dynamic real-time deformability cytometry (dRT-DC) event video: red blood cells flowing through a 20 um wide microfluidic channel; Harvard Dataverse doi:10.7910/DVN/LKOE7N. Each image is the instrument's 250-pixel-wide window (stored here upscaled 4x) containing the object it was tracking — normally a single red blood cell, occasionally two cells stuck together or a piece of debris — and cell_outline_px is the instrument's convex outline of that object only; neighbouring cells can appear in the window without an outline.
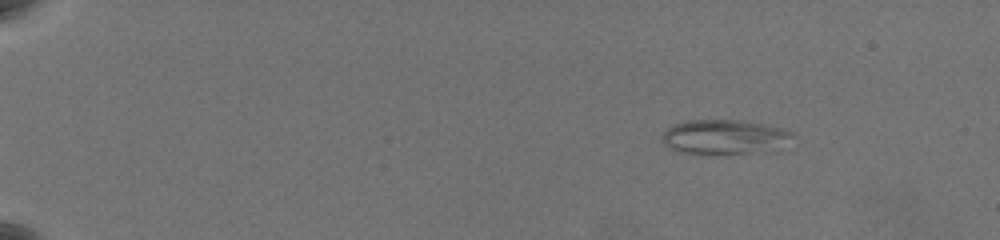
{"species": "common noctule bat (a hibernating species)", "species_latin": "Nyctalus noctula", "temperature_condition": "warm", "stored_images_in_passage": 53, "camera_frame_rate_fps": 3000, "um_per_image_px": 0.085, "animal": {"sex": "female", "body_mass_g": 19.5, "forearm_length_mm": 54.1}, "frame": {"image": 1, "passage_image": 1, "time_ms": 0.0, "image_size_px": [1000, 240], "cell_outline_px": [[792, 136], [780, 152], [704, 156], [696, 156], [680, 152], [668, 148], [664, 140], [664, 132], [668, 128], [676, 124], [688, 120], [744, 120], [784, 128], [792, 132]], "centroid_in_image_um": [61.67, 11.7], "position_along_channel_um": 23.3, "area_um2": 27.51}}
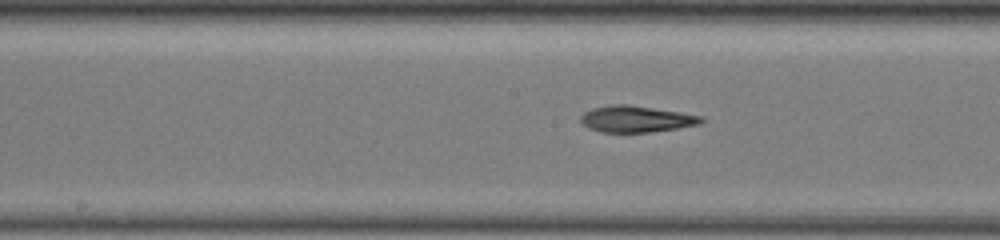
{"frame": {"image": 2, "passage_image": 27, "time_ms": 8.667, "image_size_px": [1000, 240], "cell_outline_px": [[704, 120], [700, 124], [676, 128], [648, 132], [600, 132], [588, 128], [580, 120], [580, 116], [584, 112], [592, 108], [612, 104], [628, 104], [680, 112], [704, 116]], "centroid_in_image_um": [54.06, 10.11], "position_along_channel_um": 194.1, "area_um2": 18.55}}
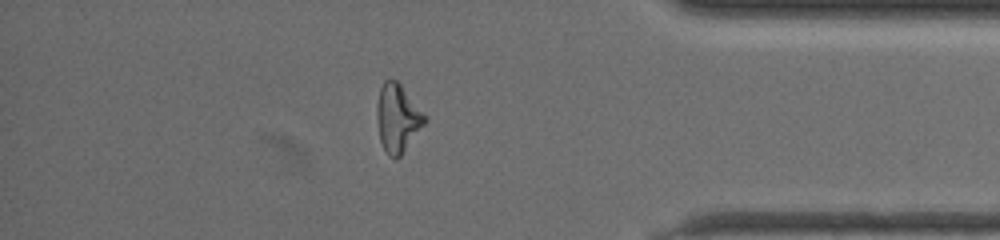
{"frame": {"image": 3, "passage_image": 46, "time_ms": 15.0, "image_size_px": [1000, 240], "cell_outline_px": [[428, 120], [400, 156], [396, 160], [388, 156], [380, 140], [376, 116], [376, 108], [380, 88], [384, 80], [396, 80], [400, 84], [428, 116]], "centroid_in_image_um": [33.81, 10.05], "position_along_channel_um": 401.4, "area_um2": 19.07}, "authors_computed_cell_mechanics": {"area_um2": 18.9584, "velocity_mm_per_s": 3.5821, "shape_relaxation_time_tau1_ms": null, "shape_relaxation_time_tau2_ms": 5.0463, "deformation_change_tau1": null, "deformation_change_tau2": 0.1617}}